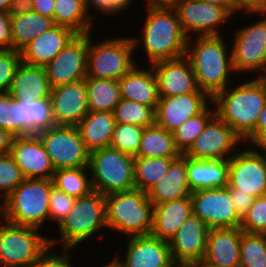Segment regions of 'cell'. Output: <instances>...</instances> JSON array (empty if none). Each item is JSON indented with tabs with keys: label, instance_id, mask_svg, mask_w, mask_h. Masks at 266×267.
<instances>
[{
	"label": "cell",
	"instance_id": "681fc988",
	"mask_svg": "<svg viewBox=\"0 0 266 267\" xmlns=\"http://www.w3.org/2000/svg\"><path fill=\"white\" fill-rule=\"evenodd\" d=\"M12 31L10 15L0 13V50H12Z\"/></svg>",
	"mask_w": 266,
	"mask_h": 267
},
{
	"label": "cell",
	"instance_id": "7a4b0ae2",
	"mask_svg": "<svg viewBox=\"0 0 266 267\" xmlns=\"http://www.w3.org/2000/svg\"><path fill=\"white\" fill-rule=\"evenodd\" d=\"M189 43L187 40L185 56L194 71L197 87L212 100L227 88L228 72L234 71L232 55L226 57V47L220 36H199L193 50L188 49Z\"/></svg>",
	"mask_w": 266,
	"mask_h": 267
},
{
	"label": "cell",
	"instance_id": "7402d4cb",
	"mask_svg": "<svg viewBox=\"0 0 266 267\" xmlns=\"http://www.w3.org/2000/svg\"><path fill=\"white\" fill-rule=\"evenodd\" d=\"M241 233L240 227L210 229L201 263L207 267H239Z\"/></svg>",
	"mask_w": 266,
	"mask_h": 267
},
{
	"label": "cell",
	"instance_id": "603a6c76",
	"mask_svg": "<svg viewBox=\"0 0 266 267\" xmlns=\"http://www.w3.org/2000/svg\"><path fill=\"white\" fill-rule=\"evenodd\" d=\"M122 267H170L173 264L168 241L149 235L131 236Z\"/></svg>",
	"mask_w": 266,
	"mask_h": 267
},
{
	"label": "cell",
	"instance_id": "91938a15",
	"mask_svg": "<svg viewBox=\"0 0 266 267\" xmlns=\"http://www.w3.org/2000/svg\"><path fill=\"white\" fill-rule=\"evenodd\" d=\"M202 2H206L212 5H219L222 7H226L231 13L235 12L231 6L230 0H199Z\"/></svg>",
	"mask_w": 266,
	"mask_h": 267
},
{
	"label": "cell",
	"instance_id": "f35d334b",
	"mask_svg": "<svg viewBox=\"0 0 266 267\" xmlns=\"http://www.w3.org/2000/svg\"><path fill=\"white\" fill-rule=\"evenodd\" d=\"M113 113L116 123H129L144 128L155 124V108L135 101L121 99Z\"/></svg>",
	"mask_w": 266,
	"mask_h": 267
},
{
	"label": "cell",
	"instance_id": "ffe728a7",
	"mask_svg": "<svg viewBox=\"0 0 266 267\" xmlns=\"http://www.w3.org/2000/svg\"><path fill=\"white\" fill-rule=\"evenodd\" d=\"M206 93H188L177 96H160L155 108V123L173 132L189 118L200 114L206 107Z\"/></svg>",
	"mask_w": 266,
	"mask_h": 267
},
{
	"label": "cell",
	"instance_id": "4316f807",
	"mask_svg": "<svg viewBox=\"0 0 266 267\" xmlns=\"http://www.w3.org/2000/svg\"><path fill=\"white\" fill-rule=\"evenodd\" d=\"M51 86L42 66H31L21 62L11 82L9 93L15 100L33 101L49 98Z\"/></svg>",
	"mask_w": 266,
	"mask_h": 267
},
{
	"label": "cell",
	"instance_id": "be15d7a7",
	"mask_svg": "<svg viewBox=\"0 0 266 267\" xmlns=\"http://www.w3.org/2000/svg\"><path fill=\"white\" fill-rule=\"evenodd\" d=\"M103 267H122V266L119 263L118 258L115 257V259H113L110 264L103 266Z\"/></svg>",
	"mask_w": 266,
	"mask_h": 267
},
{
	"label": "cell",
	"instance_id": "bcb514c9",
	"mask_svg": "<svg viewBox=\"0 0 266 267\" xmlns=\"http://www.w3.org/2000/svg\"><path fill=\"white\" fill-rule=\"evenodd\" d=\"M75 200L76 199L74 197L59 191L53 186L49 195V217L57 220L60 225L61 222L68 216Z\"/></svg>",
	"mask_w": 266,
	"mask_h": 267
},
{
	"label": "cell",
	"instance_id": "8992f818",
	"mask_svg": "<svg viewBox=\"0 0 266 267\" xmlns=\"http://www.w3.org/2000/svg\"><path fill=\"white\" fill-rule=\"evenodd\" d=\"M93 191L103 195L135 189L134 157L111 147L89 153Z\"/></svg>",
	"mask_w": 266,
	"mask_h": 267
},
{
	"label": "cell",
	"instance_id": "e7e4bbea",
	"mask_svg": "<svg viewBox=\"0 0 266 267\" xmlns=\"http://www.w3.org/2000/svg\"><path fill=\"white\" fill-rule=\"evenodd\" d=\"M170 267H191V264H181V263H173Z\"/></svg>",
	"mask_w": 266,
	"mask_h": 267
},
{
	"label": "cell",
	"instance_id": "277c9868",
	"mask_svg": "<svg viewBox=\"0 0 266 267\" xmlns=\"http://www.w3.org/2000/svg\"><path fill=\"white\" fill-rule=\"evenodd\" d=\"M52 179H24L1 206L8 223L39 229L49 217Z\"/></svg>",
	"mask_w": 266,
	"mask_h": 267
},
{
	"label": "cell",
	"instance_id": "d6a6232c",
	"mask_svg": "<svg viewBox=\"0 0 266 267\" xmlns=\"http://www.w3.org/2000/svg\"><path fill=\"white\" fill-rule=\"evenodd\" d=\"M89 111L114 112L120 102L121 92L117 80L85 78Z\"/></svg>",
	"mask_w": 266,
	"mask_h": 267
},
{
	"label": "cell",
	"instance_id": "ee69618b",
	"mask_svg": "<svg viewBox=\"0 0 266 267\" xmlns=\"http://www.w3.org/2000/svg\"><path fill=\"white\" fill-rule=\"evenodd\" d=\"M20 168L10 154L0 155V190L4 199L24 180Z\"/></svg>",
	"mask_w": 266,
	"mask_h": 267
},
{
	"label": "cell",
	"instance_id": "680465c9",
	"mask_svg": "<svg viewBox=\"0 0 266 267\" xmlns=\"http://www.w3.org/2000/svg\"><path fill=\"white\" fill-rule=\"evenodd\" d=\"M252 142L257 145V147L262 148L263 151H266V130L261 131ZM266 153V152H265Z\"/></svg>",
	"mask_w": 266,
	"mask_h": 267
},
{
	"label": "cell",
	"instance_id": "003e7915",
	"mask_svg": "<svg viewBox=\"0 0 266 267\" xmlns=\"http://www.w3.org/2000/svg\"><path fill=\"white\" fill-rule=\"evenodd\" d=\"M266 72L264 73V75H261L260 77H262V78H266Z\"/></svg>",
	"mask_w": 266,
	"mask_h": 267
},
{
	"label": "cell",
	"instance_id": "ac0fdd59",
	"mask_svg": "<svg viewBox=\"0 0 266 267\" xmlns=\"http://www.w3.org/2000/svg\"><path fill=\"white\" fill-rule=\"evenodd\" d=\"M236 34L231 52L234 70L266 71V18Z\"/></svg>",
	"mask_w": 266,
	"mask_h": 267
},
{
	"label": "cell",
	"instance_id": "c3c4849f",
	"mask_svg": "<svg viewBox=\"0 0 266 267\" xmlns=\"http://www.w3.org/2000/svg\"><path fill=\"white\" fill-rule=\"evenodd\" d=\"M230 197L235 205L237 213L243 217L244 214L249 210L254 202L255 197L251 194L241 192L239 189H228Z\"/></svg>",
	"mask_w": 266,
	"mask_h": 267
},
{
	"label": "cell",
	"instance_id": "db71d44e",
	"mask_svg": "<svg viewBox=\"0 0 266 267\" xmlns=\"http://www.w3.org/2000/svg\"><path fill=\"white\" fill-rule=\"evenodd\" d=\"M14 138L15 136L11 132L0 128V155L10 153Z\"/></svg>",
	"mask_w": 266,
	"mask_h": 267
},
{
	"label": "cell",
	"instance_id": "f5cc1de1",
	"mask_svg": "<svg viewBox=\"0 0 266 267\" xmlns=\"http://www.w3.org/2000/svg\"><path fill=\"white\" fill-rule=\"evenodd\" d=\"M33 12L53 19L56 0H32Z\"/></svg>",
	"mask_w": 266,
	"mask_h": 267
},
{
	"label": "cell",
	"instance_id": "d4e9b609",
	"mask_svg": "<svg viewBox=\"0 0 266 267\" xmlns=\"http://www.w3.org/2000/svg\"><path fill=\"white\" fill-rule=\"evenodd\" d=\"M192 214L190 196L153 205L151 235L169 242Z\"/></svg>",
	"mask_w": 266,
	"mask_h": 267
},
{
	"label": "cell",
	"instance_id": "e0dca14e",
	"mask_svg": "<svg viewBox=\"0 0 266 267\" xmlns=\"http://www.w3.org/2000/svg\"><path fill=\"white\" fill-rule=\"evenodd\" d=\"M26 179H52L55 168L37 134L15 136L9 153Z\"/></svg>",
	"mask_w": 266,
	"mask_h": 267
},
{
	"label": "cell",
	"instance_id": "816d5d0a",
	"mask_svg": "<svg viewBox=\"0 0 266 267\" xmlns=\"http://www.w3.org/2000/svg\"><path fill=\"white\" fill-rule=\"evenodd\" d=\"M31 12H33L32 0H12L8 10L10 16H17Z\"/></svg>",
	"mask_w": 266,
	"mask_h": 267
},
{
	"label": "cell",
	"instance_id": "6da1fadb",
	"mask_svg": "<svg viewBox=\"0 0 266 267\" xmlns=\"http://www.w3.org/2000/svg\"><path fill=\"white\" fill-rule=\"evenodd\" d=\"M226 91L227 88L211 100L218 105L215 112L241 140L247 139L266 104V78L258 77Z\"/></svg>",
	"mask_w": 266,
	"mask_h": 267
},
{
	"label": "cell",
	"instance_id": "83f0119b",
	"mask_svg": "<svg viewBox=\"0 0 266 267\" xmlns=\"http://www.w3.org/2000/svg\"><path fill=\"white\" fill-rule=\"evenodd\" d=\"M118 82L122 99L156 108L160 96L154 71L138 70L135 65Z\"/></svg>",
	"mask_w": 266,
	"mask_h": 267
},
{
	"label": "cell",
	"instance_id": "ab89813d",
	"mask_svg": "<svg viewBox=\"0 0 266 267\" xmlns=\"http://www.w3.org/2000/svg\"><path fill=\"white\" fill-rule=\"evenodd\" d=\"M207 107L198 115L189 118L184 124L176 128L172 133L176 148L184 154L201 134L207 122L214 117L216 112ZM214 112V113H213Z\"/></svg>",
	"mask_w": 266,
	"mask_h": 267
},
{
	"label": "cell",
	"instance_id": "94428289",
	"mask_svg": "<svg viewBox=\"0 0 266 267\" xmlns=\"http://www.w3.org/2000/svg\"><path fill=\"white\" fill-rule=\"evenodd\" d=\"M12 0H0V13H8Z\"/></svg>",
	"mask_w": 266,
	"mask_h": 267
},
{
	"label": "cell",
	"instance_id": "f546056e",
	"mask_svg": "<svg viewBox=\"0 0 266 267\" xmlns=\"http://www.w3.org/2000/svg\"><path fill=\"white\" fill-rule=\"evenodd\" d=\"M190 190L223 188L228 185V159L195 160L187 157Z\"/></svg>",
	"mask_w": 266,
	"mask_h": 267
},
{
	"label": "cell",
	"instance_id": "03108f58",
	"mask_svg": "<svg viewBox=\"0 0 266 267\" xmlns=\"http://www.w3.org/2000/svg\"><path fill=\"white\" fill-rule=\"evenodd\" d=\"M191 267H207V266L202 263H197V264H191Z\"/></svg>",
	"mask_w": 266,
	"mask_h": 267
},
{
	"label": "cell",
	"instance_id": "836d02e7",
	"mask_svg": "<svg viewBox=\"0 0 266 267\" xmlns=\"http://www.w3.org/2000/svg\"><path fill=\"white\" fill-rule=\"evenodd\" d=\"M90 15H87L84 0H56L53 14L55 25L70 28L77 34H89ZM90 20V21H89Z\"/></svg>",
	"mask_w": 266,
	"mask_h": 267
},
{
	"label": "cell",
	"instance_id": "9f6ffc18",
	"mask_svg": "<svg viewBox=\"0 0 266 267\" xmlns=\"http://www.w3.org/2000/svg\"><path fill=\"white\" fill-rule=\"evenodd\" d=\"M266 130V104L259 114V118L256 124V128L253 133L247 138V140L252 141L261 131Z\"/></svg>",
	"mask_w": 266,
	"mask_h": 267
},
{
	"label": "cell",
	"instance_id": "4fadbf2b",
	"mask_svg": "<svg viewBox=\"0 0 266 267\" xmlns=\"http://www.w3.org/2000/svg\"><path fill=\"white\" fill-rule=\"evenodd\" d=\"M228 189H239L254 197L266 195V159L254 150L228 158Z\"/></svg>",
	"mask_w": 266,
	"mask_h": 267
},
{
	"label": "cell",
	"instance_id": "5bb4252c",
	"mask_svg": "<svg viewBox=\"0 0 266 267\" xmlns=\"http://www.w3.org/2000/svg\"><path fill=\"white\" fill-rule=\"evenodd\" d=\"M170 5L186 36L190 30L200 33L199 36H219L215 27L232 14L226 7L199 0H173Z\"/></svg>",
	"mask_w": 266,
	"mask_h": 267
},
{
	"label": "cell",
	"instance_id": "7dc6e473",
	"mask_svg": "<svg viewBox=\"0 0 266 267\" xmlns=\"http://www.w3.org/2000/svg\"><path fill=\"white\" fill-rule=\"evenodd\" d=\"M52 247L51 245L40 255V257L37 259L36 263L34 264V267H71L70 262L68 261L69 257L67 254V251L69 248H63L62 255L57 256L54 255H46L48 249ZM66 251V253H65Z\"/></svg>",
	"mask_w": 266,
	"mask_h": 267
},
{
	"label": "cell",
	"instance_id": "f907efd6",
	"mask_svg": "<svg viewBox=\"0 0 266 267\" xmlns=\"http://www.w3.org/2000/svg\"><path fill=\"white\" fill-rule=\"evenodd\" d=\"M233 10L245 9L250 12H266V5L261 0H230Z\"/></svg>",
	"mask_w": 266,
	"mask_h": 267
},
{
	"label": "cell",
	"instance_id": "ba28073f",
	"mask_svg": "<svg viewBox=\"0 0 266 267\" xmlns=\"http://www.w3.org/2000/svg\"><path fill=\"white\" fill-rule=\"evenodd\" d=\"M106 227V199L100 192L77 198L68 216L58 225L63 248H73Z\"/></svg>",
	"mask_w": 266,
	"mask_h": 267
},
{
	"label": "cell",
	"instance_id": "30bf717a",
	"mask_svg": "<svg viewBox=\"0 0 266 267\" xmlns=\"http://www.w3.org/2000/svg\"><path fill=\"white\" fill-rule=\"evenodd\" d=\"M55 170L88 167L89 152L86 150L77 127L53 126L38 132Z\"/></svg>",
	"mask_w": 266,
	"mask_h": 267
},
{
	"label": "cell",
	"instance_id": "6f0895ef",
	"mask_svg": "<svg viewBox=\"0 0 266 267\" xmlns=\"http://www.w3.org/2000/svg\"><path fill=\"white\" fill-rule=\"evenodd\" d=\"M132 0H112V13L124 10Z\"/></svg>",
	"mask_w": 266,
	"mask_h": 267
},
{
	"label": "cell",
	"instance_id": "8d00e7d4",
	"mask_svg": "<svg viewBox=\"0 0 266 267\" xmlns=\"http://www.w3.org/2000/svg\"><path fill=\"white\" fill-rule=\"evenodd\" d=\"M19 101L24 103L25 136L55 126L50 98L34 99L31 102L23 99Z\"/></svg>",
	"mask_w": 266,
	"mask_h": 267
},
{
	"label": "cell",
	"instance_id": "44dd1931",
	"mask_svg": "<svg viewBox=\"0 0 266 267\" xmlns=\"http://www.w3.org/2000/svg\"><path fill=\"white\" fill-rule=\"evenodd\" d=\"M151 67L155 69L159 96L205 93L198 89L194 71L186 56L155 62Z\"/></svg>",
	"mask_w": 266,
	"mask_h": 267
},
{
	"label": "cell",
	"instance_id": "b9f144b4",
	"mask_svg": "<svg viewBox=\"0 0 266 267\" xmlns=\"http://www.w3.org/2000/svg\"><path fill=\"white\" fill-rule=\"evenodd\" d=\"M144 127L115 123L110 147L135 157L138 154Z\"/></svg>",
	"mask_w": 266,
	"mask_h": 267
},
{
	"label": "cell",
	"instance_id": "2e32d148",
	"mask_svg": "<svg viewBox=\"0 0 266 267\" xmlns=\"http://www.w3.org/2000/svg\"><path fill=\"white\" fill-rule=\"evenodd\" d=\"M210 229L197 216L191 215L168 242L173 263H201L206 253Z\"/></svg>",
	"mask_w": 266,
	"mask_h": 267
},
{
	"label": "cell",
	"instance_id": "cb8c5ba5",
	"mask_svg": "<svg viewBox=\"0 0 266 267\" xmlns=\"http://www.w3.org/2000/svg\"><path fill=\"white\" fill-rule=\"evenodd\" d=\"M77 35L70 28L54 25L43 32L21 51L22 62L31 66L44 67Z\"/></svg>",
	"mask_w": 266,
	"mask_h": 267
},
{
	"label": "cell",
	"instance_id": "8fae6325",
	"mask_svg": "<svg viewBox=\"0 0 266 267\" xmlns=\"http://www.w3.org/2000/svg\"><path fill=\"white\" fill-rule=\"evenodd\" d=\"M193 215L199 217L209 229L240 227L237 213L227 187L193 191L190 195Z\"/></svg>",
	"mask_w": 266,
	"mask_h": 267
},
{
	"label": "cell",
	"instance_id": "60d3db41",
	"mask_svg": "<svg viewBox=\"0 0 266 267\" xmlns=\"http://www.w3.org/2000/svg\"><path fill=\"white\" fill-rule=\"evenodd\" d=\"M239 267H266V234L242 231Z\"/></svg>",
	"mask_w": 266,
	"mask_h": 267
},
{
	"label": "cell",
	"instance_id": "4dcf8cb0",
	"mask_svg": "<svg viewBox=\"0 0 266 267\" xmlns=\"http://www.w3.org/2000/svg\"><path fill=\"white\" fill-rule=\"evenodd\" d=\"M180 155L181 153L175 145L173 133L155 123L144 128L139 151L135 157L177 158Z\"/></svg>",
	"mask_w": 266,
	"mask_h": 267
},
{
	"label": "cell",
	"instance_id": "484cf974",
	"mask_svg": "<svg viewBox=\"0 0 266 267\" xmlns=\"http://www.w3.org/2000/svg\"><path fill=\"white\" fill-rule=\"evenodd\" d=\"M187 180V157L181 154L174 159L168 172L147 192L150 202L160 204L190 196Z\"/></svg>",
	"mask_w": 266,
	"mask_h": 267
},
{
	"label": "cell",
	"instance_id": "74e56055",
	"mask_svg": "<svg viewBox=\"0 0 266 267\" xmlns=\"http://www.w3.org/2000/svg\"><path fill=\"white\" fill-rule=\"evenodd\" d=\"M0 128L14 136H25L24 103L7 93H0Z\"/></svg>",
	"mask_w": 266,
	"mask_h": 267
},
{
	"label": "cell",
	"instance_id": "3957f363",
	"mask_svg": "<svg viewBox=\"0 0 266 267\" xmlns=\"http://www.w3.org/2000/svg\"><path fill=\"white\" fill-rule=\"evenodd\" d=\"M143 46L151 64L185 56L187 37L171 5H148Z\"/></svg>",
	"mask_w": 266,
	"mask_h": 267
},
{
	"label": "cell",
	"instance_id": "e575fe53",
	"mask_svg": "<svg viewBox=\"0 0 266 267\" xmlns=\"http://www.w3.org/2000/svg\"><path fill=\"white\" fill-rule=\"evenodd\" d=\"M174 159L134 157L135 188L147 193L168 172Z\"/></svg>",
	"mask_w": 266,
	"mask_h": 267
},
{
	"label": "cell",
	"instance_id": "9c48e42d",
	"mask_svg": "<svg viewBox=\"0 0 266 267\" xmlns=\"http://www.w3.org/2000/svg\"><path fill=\"white\" fill-rule=\"evenodd\" d=\"M88 34L87 75L86 78H103L119 81L136 64L131 54L138 40L123 38L109 40L97 45L90 44Z\"/></svg>",
	"mask_w": 266,
	"mask_h": 267
},
{
	"label": "cell",
	"instance_id": "52a82bcc",
	"mask_svg": "<svg viewBox=\"0 0 266 267\" xmlns=\"http://www.w3.org/2000/svg\"><path fill=\"white\" fill-rule=\"evenodd\" d=\"M34 227L6 222L0 227V267L34 266L40 255L57 243L37 233Z\"/></svg>",
	"mask_w": 266,
	"mask_h": 267
},
{
	"label": "cell",
	"instance_id": "f1b7e54d",
	"mask_svg": "<svg viewBox=\"0 0 266 267\" xmlns=\"http://www.w3.org/2000/svg\"><path fill=\"white\" fill-rule=\"evenodd\" d=\"M115 123L113 112L89 111L82 118L76 127L89 153L110 147Z\"/></svg>",
	"mask_w": 266,
	"mask_h": 267
},
{
	"label": "cell",
	"instance_id": "d6986e66",
	"mask_svg": "<svg viewBox=\"0 0 266 267\" xmlns=\"http://www.w3.org/2000/svg\"><path fill=\"white\" fill-rule=\"evenodd\" d=\"M49 98L57 126L76 127L89 112L85 79L52 88Z\"/></svg>",
	"mask_w": 266,
	"mask_h": 267
},
{
	"label": "cell",
	"instance_id": "5b68a950",
	"mask_svg": "<svg viewBox=\"0 0 266 267\" xmlns=\"http://www.w3.org/2000/svg\"><path fill=\"white\" fill-rule=\"evenodd\" d=\"M105 199L107 227L132 236L151 234L153 204L147 193L135 188L107 194Z\"/></svg>",
	"mask_w": 266,
	"mask_h": 267
},
{
	"label": "cell",
	"instance_id": "d590c367",
	"mask_svg": "<svg viewBox=\"0 0 266 267\" xmlns=\"http://www.w3.org/2000/svg\"><path fill=\"white\" fill-rule=\"evenodd\" d=\"M86 169L89 168L78 167L55 170L52 177L53 186L75 199L89 195L93 188L91 180H87V175H85Z\"/></svg>",
	"mask_w": 266,
	"mask_h": 267
},
{
	"label": "cell",
	"instance_id": "11a10c76",
	"mask_svg": "<svg viewBox=\"0 0 266 267\" xmlns=\"http://www.w3.org/2000/svg\"><path fill=\"white\" fill-rule=\"evenodd\" d=\"M93 4L95 8L102 11L103 13H112V0H84L85 9L89 11V5Z\"/></svg>",
	"mask_w": 266,
	"mask_h": 267
},
{
	"label": "cell",
	"instance_id": "1f68e13d",
	"mask_svg": "<svg viewBox=\"0 0 266 267\" xmlns=\"http://www.w3.org/2000/svg\"><path fill=\"white\" fill-rule=\"evenodd\" d=\"M13 50L20 52L33 39L54 26L53 19L36 12L10 16Z\"/></svg>",
	"mask_w": 266,
	"mask_h": 267
},
{
	"label": "cell",
	"instance_id": "9a60e30c",
	"mask_svg": "<svg viewBox=\"0 0 266 267\" xmlns=\"http://www.w3.org/2000/svg\"><path fill=\"white\" fill-rule=\"evenodd\" d=\"M240 139L234 130L215 114L184 155L195 160H225L224 155L228 154V151L231 152V148L233 149Z\"/></svg>",
	"mask_w": 266,
	"mask_h": 267
},
{
	"label": "cell",
	"instance_id": "6125c7cd",
	"mask_svg": "<svg viewBox=\"0 0 266 267\" xmlns=\"http://www.w3.org/2000/svg\"><path fill=\"white\" fill-rule=\"evenodd\" d=\"M173 0H148L149 5H170Z\"/></svg>",
	"mask_w": 266,
	"mask_h": 267
},
{
	"label": "cell",
	"instance_id": "7bdbcfd3",
	"mask_svg": "<svg viewBox=\"0 0 266 267\" xmlns=\"http://www.w3.org/2000/svg\"><path fill=\"white\" fill-rule=\"evenodd\" d=\"M240 228L245 233L266 234V195L255 197L253 204L241 218Z\"/></svg>",
	"mask_w": 266,
	"mask_h": 267
},
{
	"label": "cell",
	"instance_id": "f6af8a7d",
	"mask_svg": "<svg viewBox=\"0 0 266 267\" xmlns=\"http://www.w3.org/2000/svg\"><path fill=\"white\" fill-rule=\"evenodd\" d=\"M22 62L20 52L0 50V93H7L19 64Z\"/></svg>",
	"mask_w": 266,
	"mask_h": 267
},
{
	"label": "cell",
	"instance_id": "7c38bea8",
	"mask_svg": "<svg viewBox=\"0 0 266 267\" xmlns=\"http://www.w3.org/2000/svg\"><path fill=\"white\" fill-rule=\"evenodd\" d=\"M88 34H77L44 66L51 88L75 83L87 75Z\"/></svg>",
	"mask_w": 266,
	"mask_h": 267
}]
</instances>
